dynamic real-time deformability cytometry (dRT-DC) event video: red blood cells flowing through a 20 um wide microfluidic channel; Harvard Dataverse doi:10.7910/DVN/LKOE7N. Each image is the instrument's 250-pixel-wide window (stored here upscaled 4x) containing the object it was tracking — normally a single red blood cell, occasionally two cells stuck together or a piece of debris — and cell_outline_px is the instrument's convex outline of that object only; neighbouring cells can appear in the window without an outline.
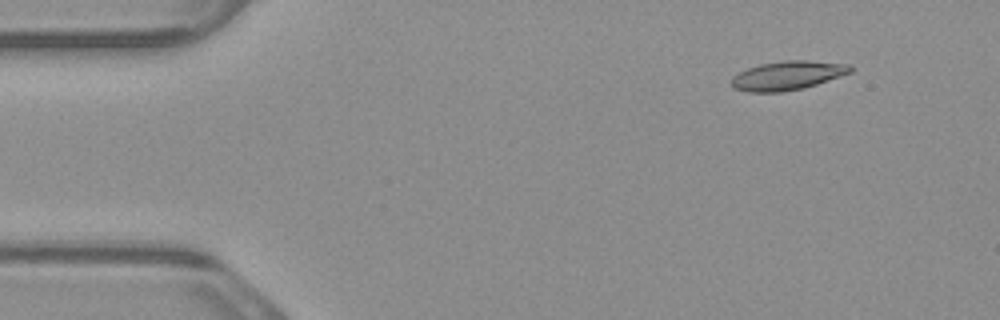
{"species": "common noctule bat (a hibernating species)", "species_latin": "Nyctalus noctula", "temperature_condition": "warm", "stored_images_in_passage": 4, "camera_frame_rate_fps": 3000, "um_per_image_px": 0.085, "animal": {"sex": "male", "body_mass_g": 23.1, "forearm_length_mm": 52.7}, "frame": {"image": 1, "passage_image": 2, "time_ms": 0.333, "image_size_px": [1000, 320], "cell_outline_px": [[852, 72], [804, 88], [780, 92], [748, 92], [732, 88], [732, 76], [748, 68], [760, 64], [784, 60], [808, 60], [848, 64], [852, 68]], "centroid_in_image_um": [66.92, 6.42], "position_along_channel_um": 18.1, "area_um2": 20.0}}